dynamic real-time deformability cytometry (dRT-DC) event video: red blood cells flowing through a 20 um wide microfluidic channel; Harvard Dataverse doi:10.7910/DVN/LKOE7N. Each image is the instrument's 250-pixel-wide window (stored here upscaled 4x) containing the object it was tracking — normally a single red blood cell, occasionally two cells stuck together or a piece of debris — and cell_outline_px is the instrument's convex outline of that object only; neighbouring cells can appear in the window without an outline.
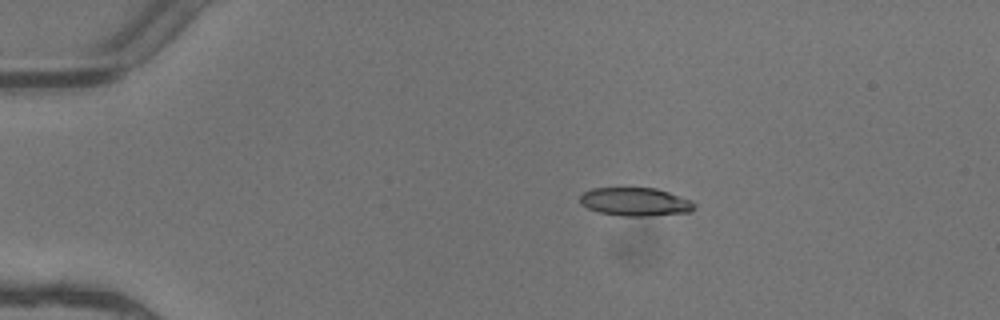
{"species": "common noctule bat (a hibernating species)", "species_latin": "Nyctalus noctula", "temperature_condition": "warm", "stored_images_in_passage": 8, "camera_frame_rate_fps": 3000, "um_per_image_px": 0.085, "animal": {"sex": "female"}, "frame": {"image": 1, "passage_image": 3, "time_ms": 0.667, "image_size_px": [1000, 320], "cell_outline_px": [[696, 208], [688, 212], [648, 216], [620, 216], [600, 212], [588, 208], [580, 204], [580, 196], [584, 192], [592, 188], [656, 188], [692, 200], [696, 204]], "centroid_in_image_um": [54.01, 17.15], "position_along_channel_um": 31.0, "area_um2": 18.9}}
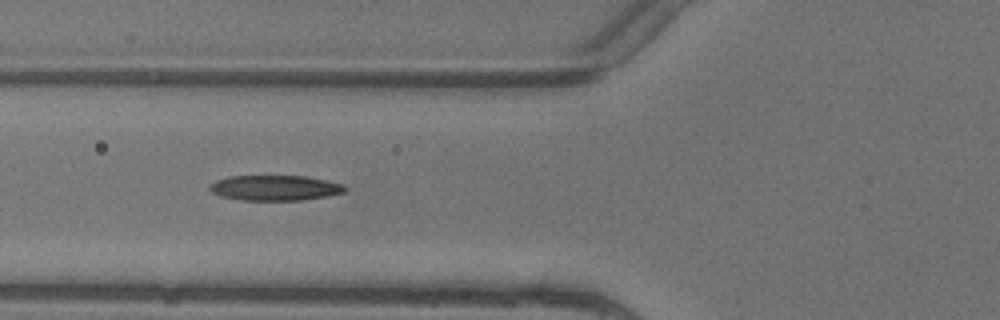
{"frame": {"image": 2, "passage_image": 6, "time_ms": 1.667, "image_size_px": [1000, 320], "cell_outline_px": [[348, 188], [344, 192], [328, 196], [304, 200], [240, 200], [220, 196], [212, 192], [208, 188], [216, 180], [228, 176], [304, 176], [344, 184]], "centroid_in_image_um": [23.38, 15.97], "position_along_channel_um": 102.4, "area_um2": 19.94}}
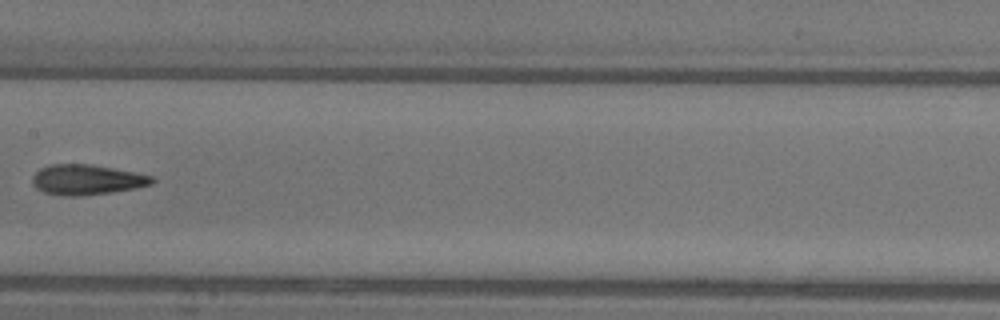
{"frame": {"image": 3, "passage_image": 8, "time_ms": 2.333, "image_size_px": [1000, 320], "cell_outline_px": [[156, 180], [152, 184], [136, 188], [112, 192], [80, 196], [64, 196], [44, 192], [36, 188], [32, 184], [32, 176], [40, 168], [48, 164], [88, 164], [112, 168], [152, 176]], "centroid_in_image_um": [7.34, 15.28], "position_along_channel_um": 200.1, "area_um2": 21.04}}